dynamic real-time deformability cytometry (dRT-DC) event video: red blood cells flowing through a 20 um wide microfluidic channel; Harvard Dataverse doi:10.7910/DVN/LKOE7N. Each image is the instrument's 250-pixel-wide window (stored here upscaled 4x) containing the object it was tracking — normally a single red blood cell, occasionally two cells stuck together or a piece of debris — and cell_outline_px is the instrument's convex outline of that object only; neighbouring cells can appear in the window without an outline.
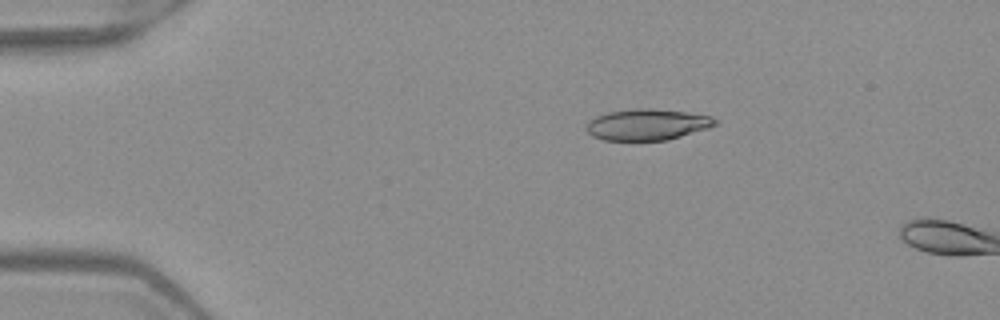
{"species": "Egyptian fruit bat (a non-hibernating species)", "species_latin": "Rousettus aegyptiacus", "temperature_condition": "warm", "stored_images_in_passage": 4, "camera_frame_rate_fps": 3000, "um_per_image_px": 0.085, "frame": {"image": 1, "passage_image": 3, "time_ms": 0.667, "image_size_px": [1000, 320], "cell_outline_px": [[720, 120], [716, 124], [708, 128], [668, 140], [604, 140], [592, 136], [584, 128], [588, 120], [596, 116], [608, 112], [636, 108], [652, 108], [684, 112], [712, 116]], "centroid_in_image_um": [55.0, 10.58], "position_along_channel_um": 30.0, "area_um2": 23.52}}